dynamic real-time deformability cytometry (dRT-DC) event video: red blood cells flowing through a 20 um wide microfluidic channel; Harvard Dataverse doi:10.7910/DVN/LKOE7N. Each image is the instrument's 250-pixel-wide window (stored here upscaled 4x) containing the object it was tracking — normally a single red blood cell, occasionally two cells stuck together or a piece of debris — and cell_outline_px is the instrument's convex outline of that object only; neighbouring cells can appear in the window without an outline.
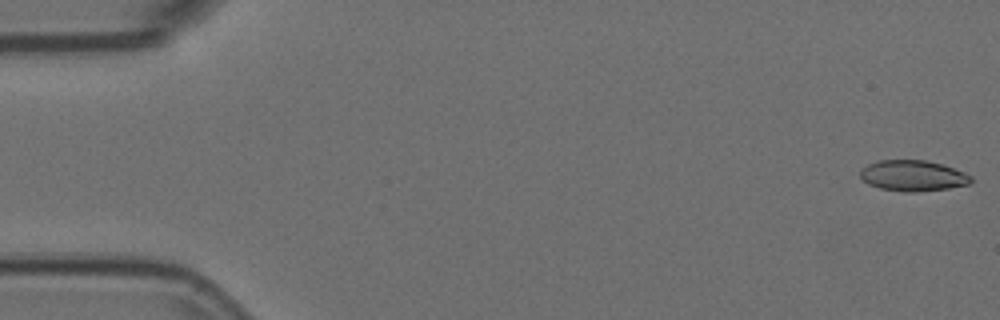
{"species": "Egyptian fruit bat (a non-hibernating species)", "species_latin": "Rousettus aegyptiacus", "temperature_condition": "room temperature", "stored_images_in_passage": 56, "camera_frame_rate_fps": 3000, "um_per_image_px": 0.085, "animal": {"sex": "female"}, "frame": {"image": 1, "passage_image": 1, "time_ms": 0.0, "image_size_px": [1000, 320], "cell_outline_px": [[972, 180], [968, 184], [948, 188], [916, 192], [904, 192], [880, 188], [868, 184], [860, 176], [860, 172], [868, 164], [880, 160], [924, 160], [940, 164], [964, 172], [972, 176]], "centroid_in_image_um": [77.59, 14.94], "position_along_channel_um": 7.4, "area_um2": 19.65}}
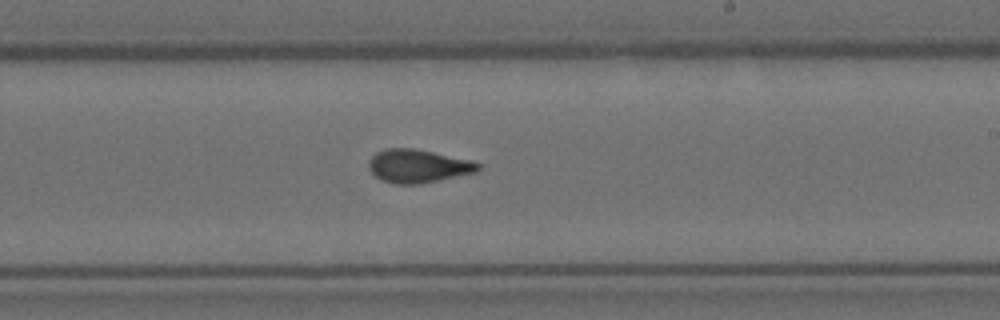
{"frame": {"image": 2, "passage_image": 33, "time_ms": 10.667, "image_size_px": [1000, 320], "cell_outline_px": [[480, 168], [476, 172], [440, 180], [420, 184], [396, 184], [380, 180], [368, 168], [368, 160], [376, 152], [388, 148], [412, 148], [472, 160], [480, 164]], "centroid_in_image_um": [35.51, 14.12], "position_along_channel_um": 253.5, "area_um2": 21.21}}
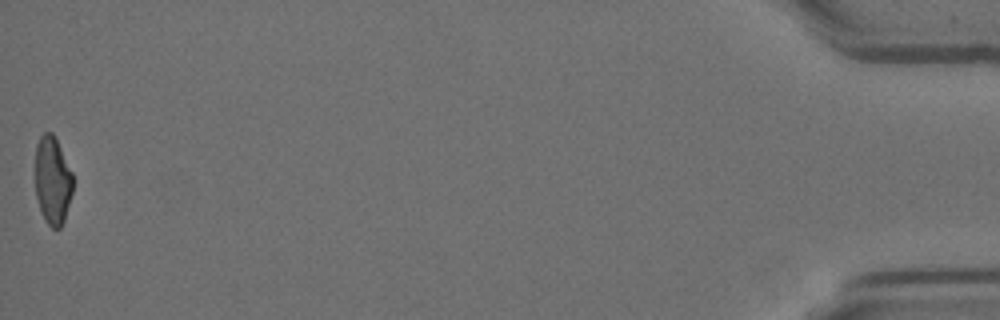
{"frame": {"image": 3, "passage_image": 56, "time_ms": 18.333, "image_size_px": [1000, 320], "cell_outline_px": [[72, 192], [64, 220], [60, 228], [52, 228], [44, 220], [40, 212], [36, 196], [36, 144], [40, 136], [44, 132], [52, 132], [56, 136], [72, 172]], "centroid_in_image_um": [4.46, 15.31], "position_along_channel_um": 430.7, "area_um2": 19.42}, "authors_computed_cell_mechanics": {"area_um2": 20.6635, "velocity_mm_per_s": 3.6181, "shape_relaxation_time_tau1_ms": null, "shape_relaxation_time_tau2_ms": 1.3976, "deformation_change_tau1": null, "deformation_change_tau2": 0.0685}}